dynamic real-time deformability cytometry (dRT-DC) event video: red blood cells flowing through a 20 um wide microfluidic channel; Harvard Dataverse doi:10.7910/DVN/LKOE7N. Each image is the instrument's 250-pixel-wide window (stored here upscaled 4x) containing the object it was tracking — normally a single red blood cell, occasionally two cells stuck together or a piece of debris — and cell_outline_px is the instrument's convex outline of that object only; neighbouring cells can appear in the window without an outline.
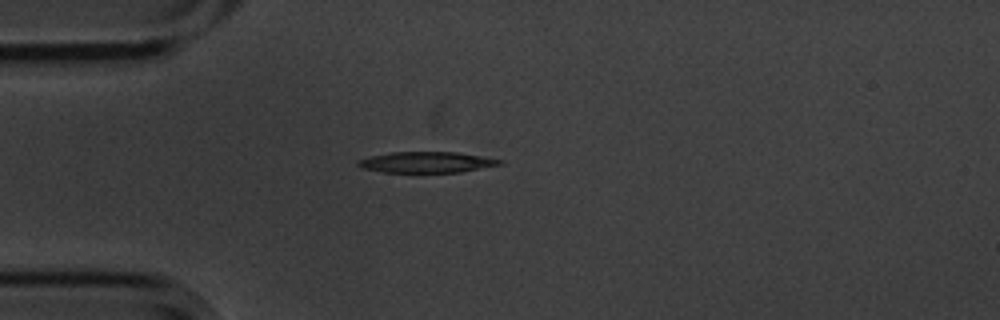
{"species": "common noctule bat (a hibernating species)", "species_latin": "Nyctalus noctula", "temperature_condition": "cold", "stored_images_in_passage": 4, "camera_frame_rate_fps": 3000, "um_per_image_px": 0.085, "animal": {"sex": "male", "body_mass_g": 20.1, "forearm_length_mm": 53.5}, "frame": {"image": 1, "passage_image": 4, "time_ms": 1.0, "image_size_px": [1000, 320], "cell_outline_px": [[504, 164], [460, 172], [384, 172], [360, 168], [356, 164], [356, 160], [372, 156], [392, 152], [456, 152], [504, 160]], "centroid_in_image_um": [36.25, 13.79], "position_along_channel_um": 48.7, "area_um2": 17.22}}